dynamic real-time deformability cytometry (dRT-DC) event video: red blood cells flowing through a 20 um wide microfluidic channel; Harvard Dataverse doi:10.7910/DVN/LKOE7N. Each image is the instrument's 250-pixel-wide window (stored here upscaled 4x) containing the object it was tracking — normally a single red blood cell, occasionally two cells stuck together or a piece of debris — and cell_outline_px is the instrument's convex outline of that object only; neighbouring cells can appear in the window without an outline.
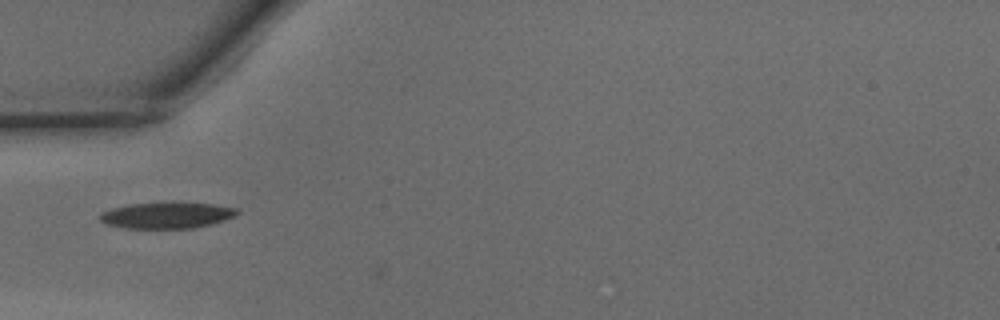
{"species": "common noctule bat (a hibernating species)", "species_latin": "Nyctalus noctula", "temperature_condition": "warm", "stored_images_in_passage": 12, "camera_frame_rate_fps": 3000, "um_per_image_px": 0.085, "animal": {"sex": "male", "body_mass_g": 15.6}, "frame": {"image": 1, "passage_image": 1, "time_ms": 0.0, "image_size_px": [1000, 320], "cell_outline_px": [[240, 212], [236, 216], [212, 224], [192, 228], [124, 228], [108, 224], [100, 220], [100, 212], [112, 208], [128, 204], [212, 204], [236, 208]], "centroid_in_image_um": [14.18, 18.32], "position_along_channel_um": 70.8, "area_um2": 20.35}}
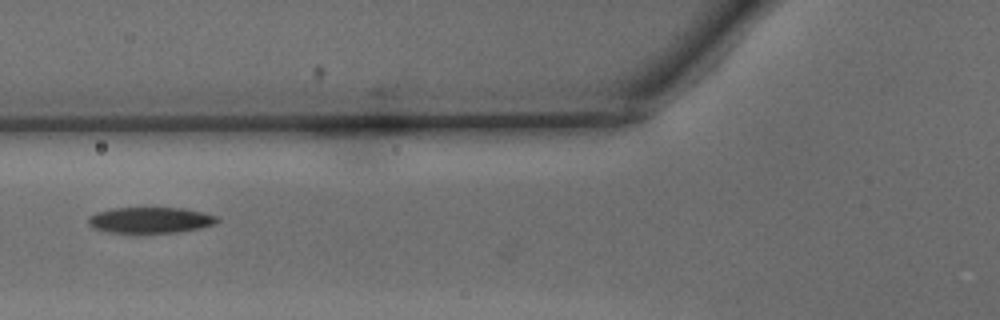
{"frame": {"image": 2, "passage_image": 4, "time_ms": 1.0, "image_size_px": [1000, 320], "cell_outline_px": [[220, 220], [212, 224], [200, 228], [176, 232], [108, 232], [92, 228], [88, 224], [88, 216], [96, 212], [112, 208], [184, 208], [204, 212], [220, 216]], "centroid_in_image_um": [12.78, 18.69], "position_along_channel_um": 113.0, "area_um2": 19.48}}
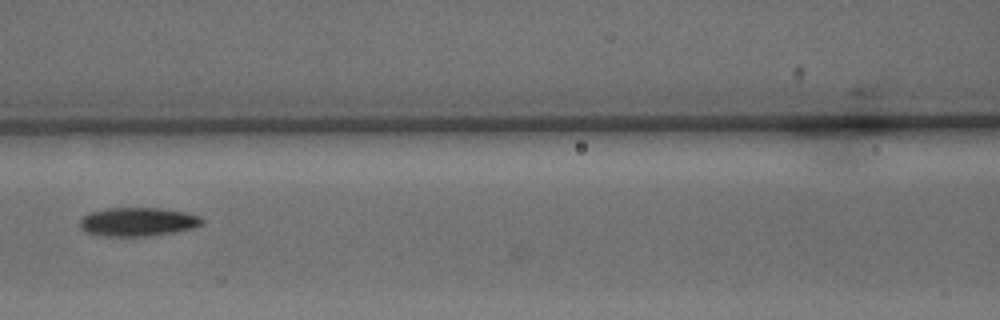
{"frame": {"image": 3, "passage_image": 7, "time_ms": 2.0, "image_size_px": [1000, 320], "cell_outline_px": [[204, 224], [192, 228], [176, 232], [148, 236], [96, 236], [84, 232], [80, 228], [80, 220], [88, 212], [108, 208], [160, 208], [184, 212], [200, 216], [204, 220]], "centroid_in_image_um": [11.69, 18.86], "position_along_channel_um": 154.9, "area_um2": 20.69}}